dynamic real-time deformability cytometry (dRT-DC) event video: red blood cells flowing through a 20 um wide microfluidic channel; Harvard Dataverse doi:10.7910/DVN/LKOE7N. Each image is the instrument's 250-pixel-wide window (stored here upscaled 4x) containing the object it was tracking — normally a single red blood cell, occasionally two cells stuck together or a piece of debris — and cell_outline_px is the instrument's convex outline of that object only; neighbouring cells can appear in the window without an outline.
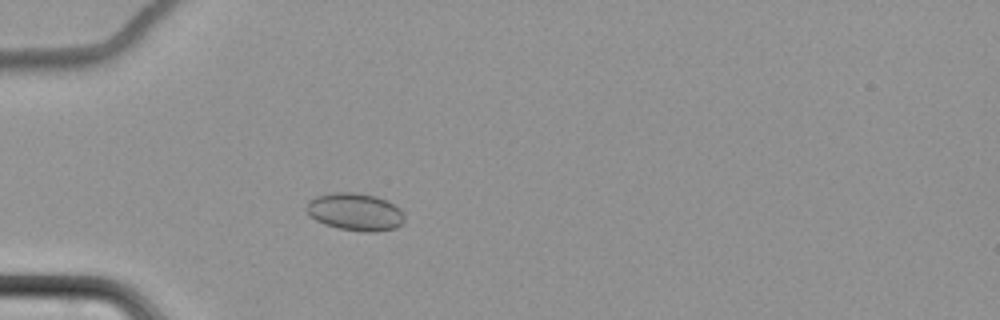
{"species": "common noctule bat (a hibernating species)", "species_latin": "Nyctalus noctula", "temperature_condition": "cold", "stored_images_in_passage": 60, "camera_frame_rate_fps": 3000, "um_per_image_px": 0.085, "animal": {"sex": "female", "body_mass_g": 22.7, "forearm_length_mm": 54.2}, "frame": {"image": 1, "passage_image": 18, "time_ms": 5.667, "image_size_px": [1000, 320], "cell_outline_px": [[404, 220], [396, 228], [376, 232], [368, 232], [340, 228], [324, 224], [316, 220], [304, 208], [308, 200], [316, 196], [332, 192], [356, 192], [376, 196], [400, 208], [404, 216]], "centroid_in_image_um": [30.17, 18.0], "position_along_channel_um": 54.8, "area_um2": 21.39}}
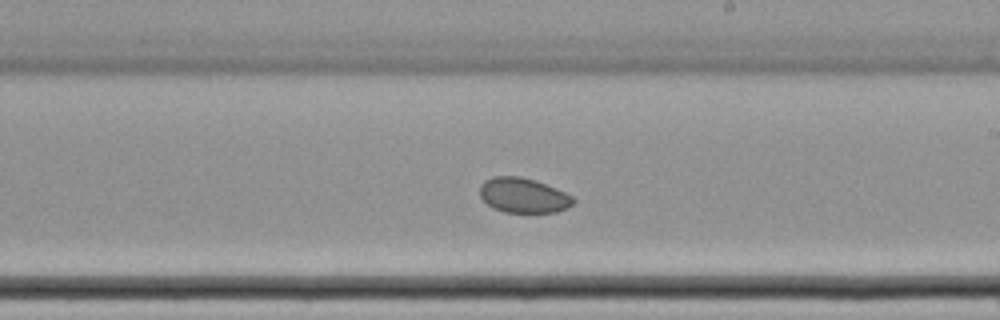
{"frame": {"image": 2, "passage_image": 36, "time_ms": 11.667, "image_size_px": [1000, 320], "cell_outline_px": [[576, 200], [568, 208], [556, 212], [504, 212], [492, 208], [480, 196], [480, 184], [484, 180], [492, 176], [520, 176], [536, 180], [556, 188], [572, 196]], "centroid_in_image_um": [44.47, 16.6], "position_along_channel_um": 244.5, "area_um2": 19.13}}
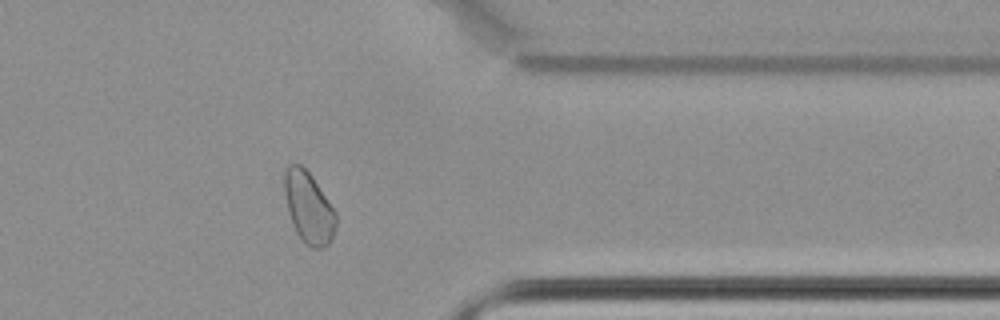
{"frame": {"image": 3, "passage_image": 49, "time_ms": 16.0, "image_size_px": [1000, 320], "cell_outline_px": [[336, 224], [332, 240], [328, 244], [320, 248], [312, 248], [304, 244], [296, 232], [292, 224], [284, 192], [284, 172], [288, 164], [300, 164], [312, 176], [336, 212]], "centroid_in_image_um": [26.23, 17.65], "position_along_channel_um": 385.2, "area_um2": 21.39}, "authors_computed_cell_mechanics": {"area_um2": 20.7791, "velocity_mm_per_s": 3.4437, "shape_relaxation_time_tau1_ms": null, "shape_relaxation_time_tau2_ms": 3.012, "deformation_change_tau1": null, "deformation_change_tau2": 0.0356}}